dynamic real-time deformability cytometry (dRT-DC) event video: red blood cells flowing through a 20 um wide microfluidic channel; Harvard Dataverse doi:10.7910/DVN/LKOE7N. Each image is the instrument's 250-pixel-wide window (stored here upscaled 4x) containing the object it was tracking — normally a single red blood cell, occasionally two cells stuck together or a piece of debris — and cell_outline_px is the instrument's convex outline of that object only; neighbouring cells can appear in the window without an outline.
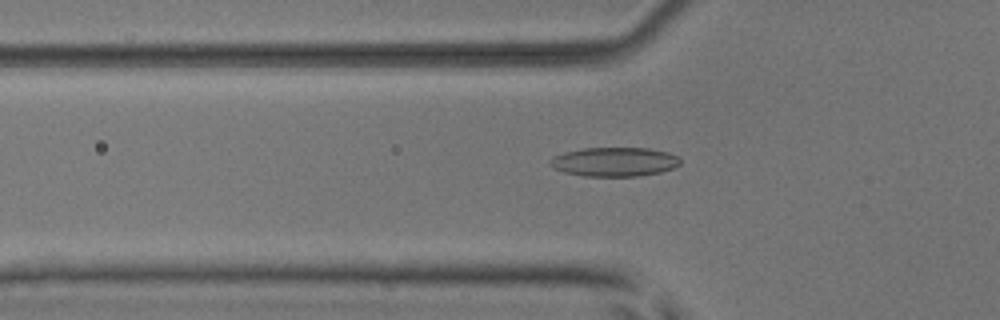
{"species": "common noctule bat (a hibernating species)", "species_latin": "Nyctalus noctula", "temperature_condition": "room temperature", "stored_images_in_passage": 42, "camera_frame_rate_fps": 3000, "um_per_image_px": 0.085, "animal": {"sex": "male", "body_mass_g": 17.9, "forearm_length_mm": 54.2}, "frame": {"image": 1, "passage_image": 8, "time_ms": 2.333, "image_size_px": [1000, 320], "cell_outline_px": [[680, 164], [672, 168], [660, 172], [640, 176], [584, 176], [564, 172], [552, 168], [548, 164], [548, 160], [552, 156], [564, 152], [584, 148], [648, 148], [668, 152], [676, 156], [680, 160]], "centroid_in_image_um": [52.17, 13.75], "position_along_channel_um": 73.6, "area_um2": 22.2}}
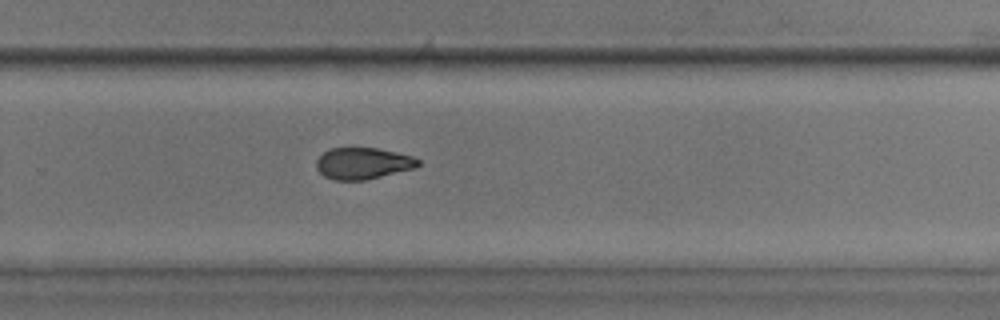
{"frame": {"image": 2, "passage_image": 25, "time_ms": 8.0, "image_size_px": [1000, 320], "cell_outline_px": [[420, 164], [416, 168], [364, 180], [332, 180], [324, 176], [316, 168], [316, 160], [328, 148], [376, 148], [396, 152], [412, 156], [420, 160]], "centroid_in_image_um": [30.84, 13.89], "position_along_channel_um": 299.0, "area_um2": 18.73}}
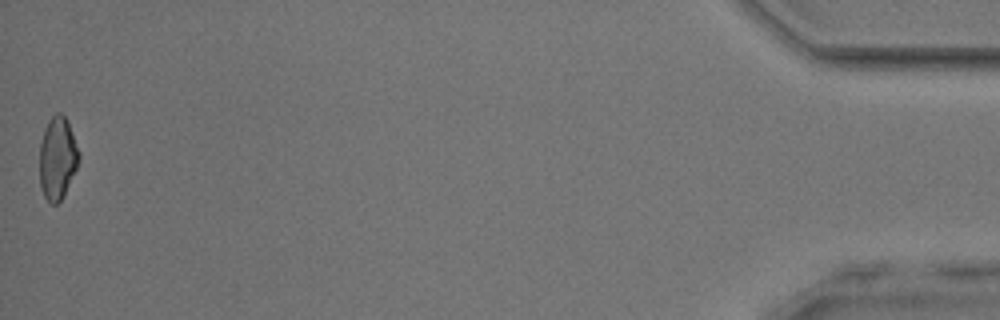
{"frame": {"image": 3, "passage_image": 42, "time_ms": 13.667, "image_size_px": [1000, 320], "cell_outline_px": [[80, 160], [64, 196], [56, 204], [52, 204], [44, 196], [40, 184], [40, 144], [44, 128], [48, 120], [56, 112], [60, 112], [68, 120], [80, 152]], "centroid_in_image_um": [4.9, 13.41], "position_along_channel_um": 430.3, "area_um2": 19.13}, "authors_computed_cell_mechanics": {"area_um2": 19.5653, "velocity_mm_per_s": 3.9838, "shape_relaxation_time_tau1_ms": 5.9167, "shape_relaxation_time_tau2_ms": 4.1446, "deformation_change_tau1": 0.1492, "deformation_change_tau2": 0.1086}}